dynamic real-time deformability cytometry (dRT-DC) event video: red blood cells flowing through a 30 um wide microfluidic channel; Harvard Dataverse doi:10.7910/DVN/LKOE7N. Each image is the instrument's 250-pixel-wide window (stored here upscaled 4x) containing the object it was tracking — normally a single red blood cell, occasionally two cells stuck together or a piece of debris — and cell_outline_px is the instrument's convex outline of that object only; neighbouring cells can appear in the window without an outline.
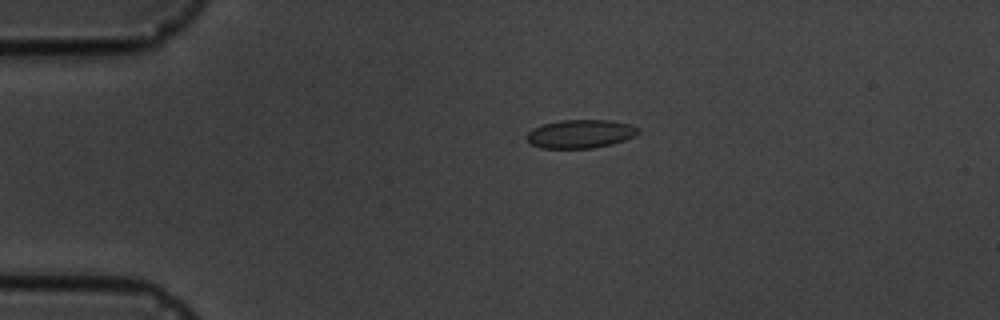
{"species": "common noctule bat (a hibernating species)", "species_latin": "Nyctalus noctula", "temperature_condition": "cold", "stored_images_in_passage": 4, "camera_frame_rate_fps": 3000, "um_per_image_px": 0.085, "animal": {"sex": "male", "body_mass_g": 19.5, "forearm_length_mm": 54.6}, "frame": {"image": 1, "passage_image": 3, "time_ms": 3.0, "image_size_px": [1000, 320], "cell_outline_px": [[640, 132], [636, 136], [612, 144], [592, 148], [540, 148], [532, 144], [524, 136], [532, 128], [544, 124], [560, 120], [612, 120], [628, 124], [640, 128]], "centroid_in_image_um": [49.34, 11.38], "position_along_channel_um": 35.7, "area_um2": 18.61}}